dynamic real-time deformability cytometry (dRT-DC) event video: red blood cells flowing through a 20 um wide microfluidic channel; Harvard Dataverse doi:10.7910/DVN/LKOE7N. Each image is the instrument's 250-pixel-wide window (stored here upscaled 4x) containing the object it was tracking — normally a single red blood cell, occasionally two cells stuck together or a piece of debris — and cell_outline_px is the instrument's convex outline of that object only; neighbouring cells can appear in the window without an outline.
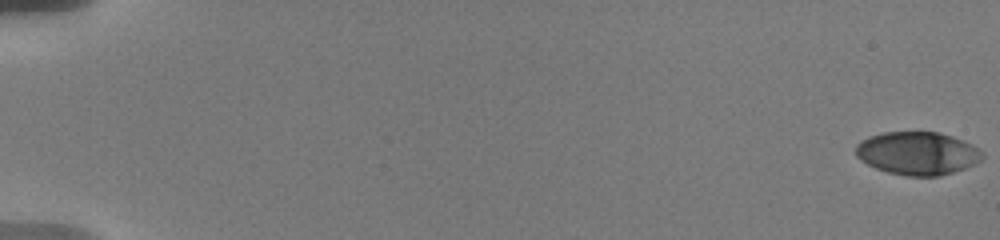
{"species": "human", "species_latin": "Homo sapiens", "temperature_condition": "warm", "stored_images_in_passage": 39, "camera_frame_rate_fps": 3000, "um_per_image_px": 0.085, "donor": {"sex": "male"}, "frame": {"image": 1, "passage_image": 1, "time_ms": 0.0, "image_size_px": [1000, 240], "cell_outline_px": [[984, 156], [976, 164], [940, 176], [904, 176], [888, 172], [876, 168], [860, 160], [856, 156], [856, 144], [860, 140], [884, 132], [940, 132], [952, 136], [972, 144], [984, 152]], "centroid_in_image_um": [78.0, 13.03], "position_along_channel_um": 7.0, "area_um2": 31.85}}
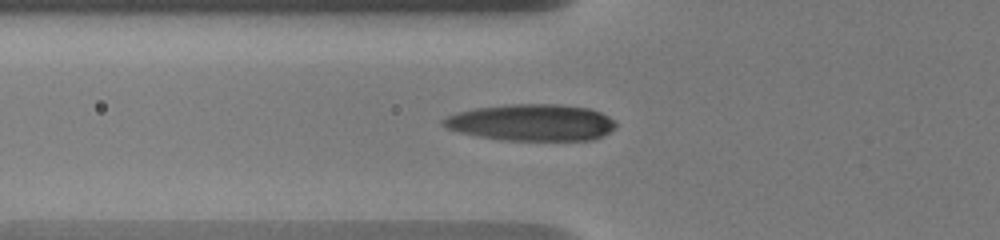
{"frame": {"image": 2, "passage_image": 18, "time_ms": 7.333, "image_size_px": [1000, 240], "cell_outline_px": [[616, 128], [592, 140], [500, 140], [476, 136], [460, 132], [448, 128], [440, 124], [440, 120], [456, 112], [476, 108], [508, 104], [560, 104], [588, 108], [600, 112], [616, 120]], "centroid_in_image_um": [45.17, 10.41], "position_along_channel_um": 80.6, "area_um2": 36.99}}
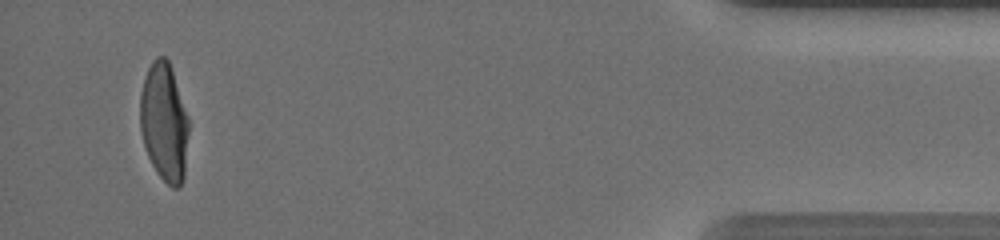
{"frame": {"image": 3, "passage_image": 37, "time_ms": 18.333, "image_size_px": [1000, 240], "cell_outline_px": [[188, 132], [184, 176], [180, 184], [176, 188], [172, 188], [156, 172], [148, 156], [144, 144], [140, 128], [140, 92], [148, 68], [152, 60], [156, 56], [164, 56], [168, 60], [188, 116]], "centroid_in_image_um": [13.94, 10.38], "position_along_channel_um": 421.3, "area_um2": 33.23}, "authors_computed_cell_mechanics": {"area_um2": 33.4662, "velocity_mm_per_s": 3.6537, "shape_relaxation_time_tau1_ms": 6.0075, "shape_relaxation_time_tau2_ms": 2.4273, "deformation_change_tau1": 0.2557, "deformation_change_tau2": 0.0537}}